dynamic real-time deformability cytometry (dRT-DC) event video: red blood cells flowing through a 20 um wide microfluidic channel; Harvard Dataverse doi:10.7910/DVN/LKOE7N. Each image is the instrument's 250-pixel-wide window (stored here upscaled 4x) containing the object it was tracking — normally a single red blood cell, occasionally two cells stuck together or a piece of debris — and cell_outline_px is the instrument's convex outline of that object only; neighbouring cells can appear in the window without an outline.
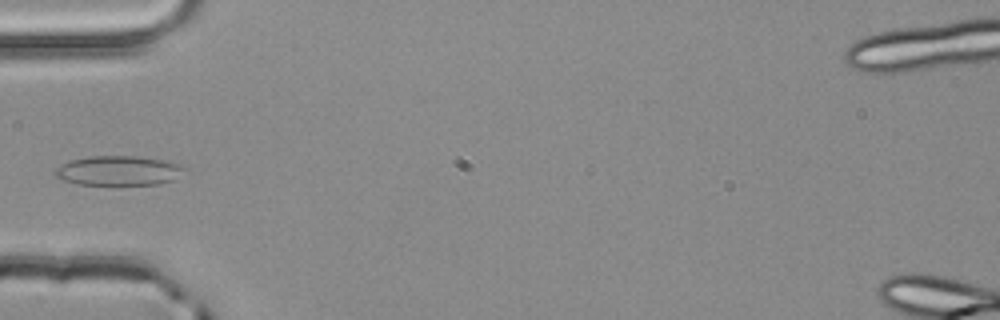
{"species": "common noctule bat (a hibernating species)", "species_latin": "Nyctalus noctula", "temperature_condition": "room temperature", "stored_images_in_passage": 3, "camera_frame_rate_fps": 3000, "um_per_image_px": 0.085, "animal": {"sex": "male", "body_mass_g": 20.4}, "frame": {"image": 1, "passage_image": 3, "time_ms": 0.667, "image_size_px": [1000, 320], "cell_outline_px": [[192, 172], [176, 180], [160, 184], [76, 184], [64, 180], [56, 176], [52, 172], [56, 168], [72, 160], [88, 156], [136, 156], [168, 160], [180, 164], [188, 168]], "centroid_in_image_um": [10.24, 14.5], "position_along_channel_um": 74.8, "area_um2": 22.83}}